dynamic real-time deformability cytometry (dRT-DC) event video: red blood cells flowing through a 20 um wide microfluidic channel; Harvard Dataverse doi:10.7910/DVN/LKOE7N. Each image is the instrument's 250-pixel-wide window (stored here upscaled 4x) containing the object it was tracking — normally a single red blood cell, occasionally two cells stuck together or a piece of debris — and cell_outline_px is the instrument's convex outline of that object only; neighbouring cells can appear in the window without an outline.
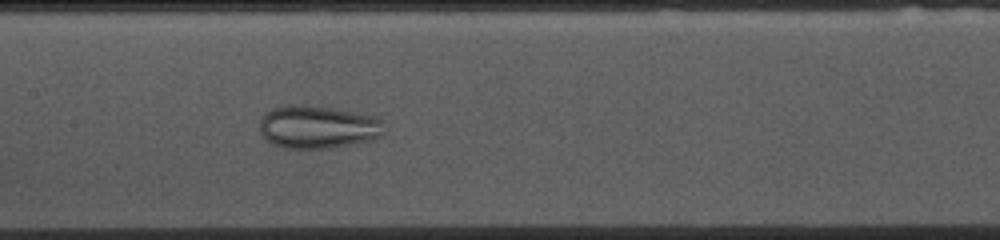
{"species": "common noctule bat (a hibernating species)", "species_latin": "Nyctalus noctula", "temperature_condition": "cold", "stored_images_in_passage": 45, "camera_frame_rate_fps": 3000, "um_per_image_px": 0.085, "animal": {"sex": "female", "body_mass_g": 10.0, "forearm_length_mm": 53.1}, "frame": {"image": 1, "passage_image": 16, "time_ms": 5.0, "image_size_px": [1000, 240], "cell_outline_px": [[380, 136], [372, 140], [352, 144], [328, 148], [284, 148], [272, 144], [260, 132], [260, 120], [272, 108], [288, 104], [308, 104], [332, 108], [372, 116], [380, 120]], "centroid_in_image_um": [26.94, 10.79], "position_along_channel_um": 180.5, "area_um2": 30.75}}
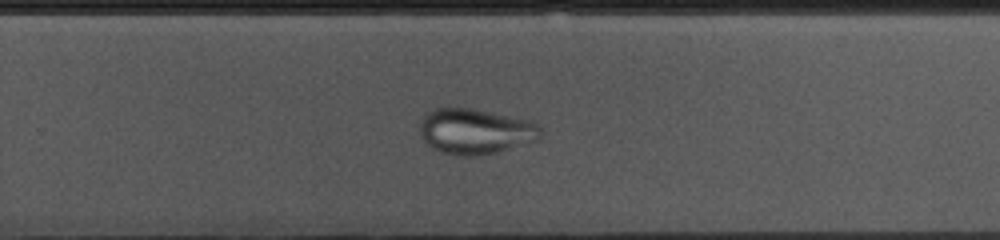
{"frame": {"image": 2, "passage_image": 25, "time_ms": 8.0, "image_size_px": [1000, 240], "cell_outline_px": [[540, 132], [536, 140], [496, 152], [476, 156], [464, 156], [440, 152], [428, 144], [420, 136], [420, 120], [432, 108], [472, 108], [532, 120], [540, 124]], "centroid_in_image_um": [40.39, 11.15], "position_along_channel_um": 289.4, "area_um2": 31.96}}
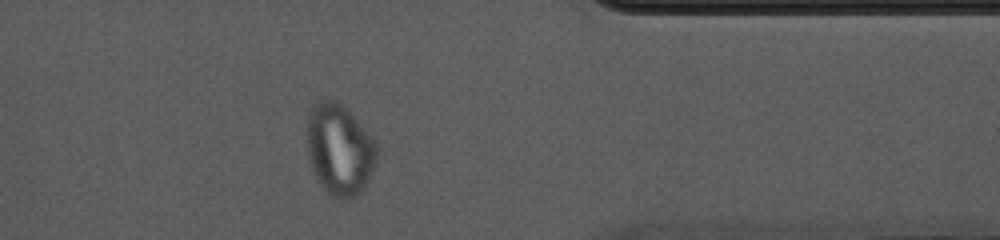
{"frame": {"image": 3, "passage_image": 34, "time_ms": 11.0, "image_size_px": [1000, 240], "cell_outline_px": [[376, 160], [364, 188], [356, 196], [348, 200], [332, 196], [320, 184], [312, 168], [308, 156], [308, 116], [312, 104], [320, 100], [336, 100], [348, 108], [372, 136], [376, 144]], "centroid_in_image_um": [28.86, 12.68], "position_along_channel_um": 382.5, "area_um2": 36.99}}